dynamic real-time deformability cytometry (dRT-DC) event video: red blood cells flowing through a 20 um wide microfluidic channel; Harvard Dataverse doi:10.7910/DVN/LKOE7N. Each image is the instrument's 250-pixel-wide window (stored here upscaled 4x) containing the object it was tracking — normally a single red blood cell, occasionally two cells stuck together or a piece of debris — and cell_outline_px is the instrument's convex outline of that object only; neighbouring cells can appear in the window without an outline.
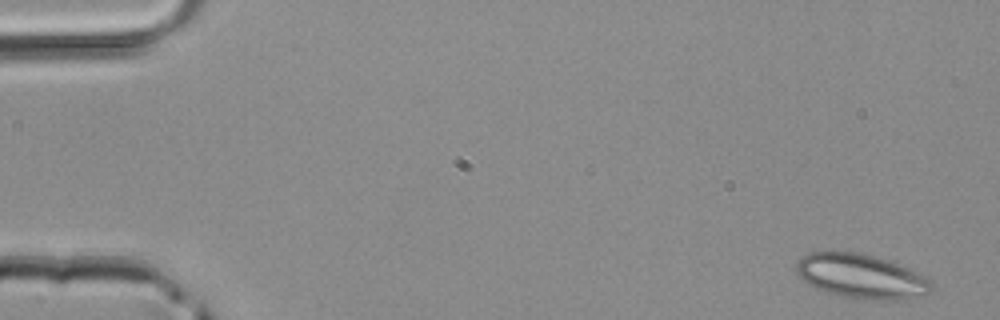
{"species": "common noctule bat (a hibernating species)", "species_latin": "Nyctalus noctula", "temperature_condition": "room temperature", "stored_images_in_passage": 3, "camera_frame_rate_fps": 3000, "um_per_image_px": 0.085, "animal": {"sex": "male", "body_mass_g": 20.4}, "frame": {"image": 1, "passage_image": 1, "time_ms": 0.0, "image_size_px": [1000, 320], "cell_outline_px": [[932, 288], [924, 296], [896, 300], [864, 300], [844, 296], [828, 292], [816, 288], [800, 280], [796, 272], [796, 264], [800, 256], [812, 252], [860, 252], [876, 256], [904, 264], [924, 276], [932, 284]], "centroid_in_image_um": [73.21, 23.48], "position_along_channel_um": 11.8, "area_um2": 35.43}}